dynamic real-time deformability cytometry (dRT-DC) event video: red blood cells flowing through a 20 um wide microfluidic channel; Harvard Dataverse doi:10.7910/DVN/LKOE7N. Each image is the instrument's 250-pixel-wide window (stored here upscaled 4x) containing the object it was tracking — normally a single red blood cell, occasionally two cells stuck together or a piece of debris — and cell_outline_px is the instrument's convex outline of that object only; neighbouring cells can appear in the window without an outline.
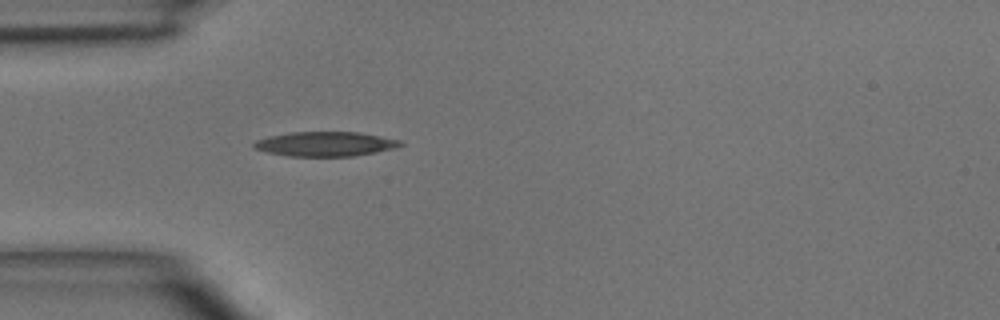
{"species": "common noctule bat (a hibernating species)", "species_latin": "Nyctalus noctula", "temperature_condition": "room temperature", "stored_images_in_passage": 5, "camera_frame_rate_fps": 3000, "um_per_image_px": 0.085, "animal": {"sex": "male", "body_mass_g": 15.6}, "frame": {"image": 1, "passage_image": 5, "time_ms": 5.667, "image_size_px": [1000, 320], "cell_outline_px": [[404, 144], [396, 148], [376, 152], [352, 156], [288, 156], [268, 152], [252, 148], [252, 144], [256, 140], [268, 136], [292, 132], [360, 132], [400, 140]], "centroid_in_image_um": [27.64, 12.23], "position_along_channel_um": 57.4, "area_um2": 20.98}}